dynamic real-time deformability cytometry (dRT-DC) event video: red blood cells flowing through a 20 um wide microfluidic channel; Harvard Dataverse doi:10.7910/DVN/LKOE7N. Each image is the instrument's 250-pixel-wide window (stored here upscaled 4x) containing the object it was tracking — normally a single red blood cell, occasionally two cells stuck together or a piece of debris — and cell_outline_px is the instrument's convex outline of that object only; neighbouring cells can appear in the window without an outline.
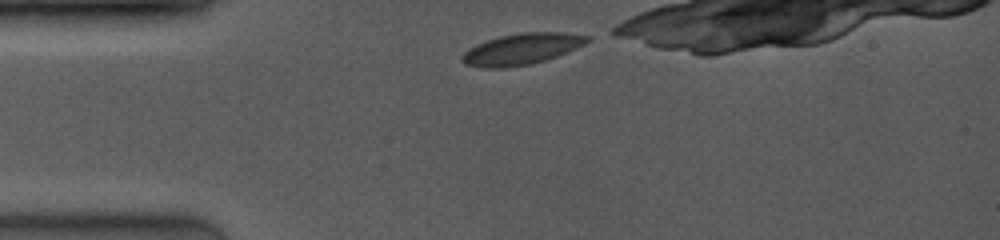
{"species": "common noctule bat (a hibernating species)", "species_latin": "Nyctalus noctula", "temperature_condition": "room temperature", "stored_images_in_passage": 23, "camera_frame_rate_fps": 4000, "um_per_image_px": 0.085, "animal": {"sex": "female", "body_mass_g": 19.0, "forearm_length_mm": 53.3}, "frame": {"image": 1, "passage_image": 1, "time_ms": 0.0, "image_size_px": [1000, 240], "cell_outline_px": [[592, 40], [576, 48], [556, 56], [532, 64], [504, 68], [484, 68], [464, 64], [460, 60], [460, 56], [468, 48], [476, 44], [500, 36], [520, 32], [564, 32], [592, 36]], "centroid_in_image_um": [44.33, 4.16], "position_along_channel_um": 40.7, "area_um2": 22.95}}
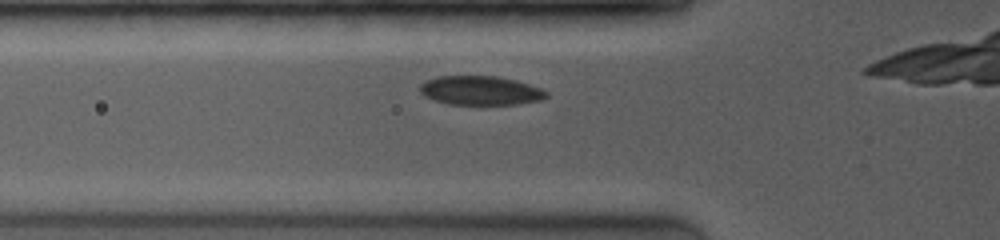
{"frame": {"image": 2, "passage_image": 8, "time_ms": 1.75, "image_size_px": [1000, 240], "cell_outline_px": [[548, 96], [544, 100], [520, 104], [448, 104], [432, 100], [424, 96], [420, 92], [420, 84], [428, 80], [440, 76], [496, 76], [528, 84], [540, 88], [548, 92]], "centroid_in_image_um": [40.85, 7.71], "position_along_channel_um": 85.0, "area_um2": 21.39}}
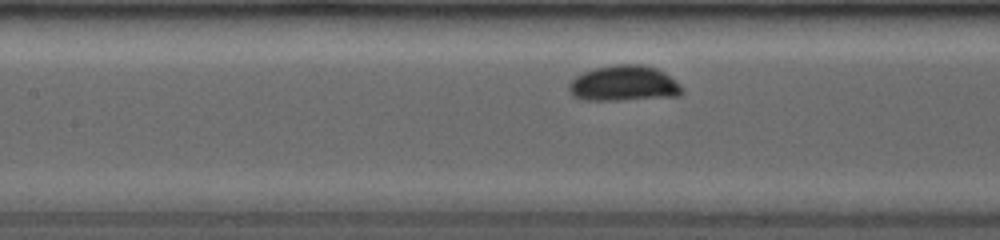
{"frame": {"image": 3, "passage_image": 15, "time_ms": 3.5, "image_size_px": [1000, 240], "cell_outline_px": [[684, 92], [680, 96], [620, 100], [584, 100], [572, 96], [568, 92], [568, 84], [576, 76], [584, 72], [596, 68], [620, 64], [640, 64], [652, 68], [668, 76], [680, 84]], "centroid_in_image_um": [52.99, 7.12], "position_along_channel_um": 154.4, "area_um2": 23.24}}